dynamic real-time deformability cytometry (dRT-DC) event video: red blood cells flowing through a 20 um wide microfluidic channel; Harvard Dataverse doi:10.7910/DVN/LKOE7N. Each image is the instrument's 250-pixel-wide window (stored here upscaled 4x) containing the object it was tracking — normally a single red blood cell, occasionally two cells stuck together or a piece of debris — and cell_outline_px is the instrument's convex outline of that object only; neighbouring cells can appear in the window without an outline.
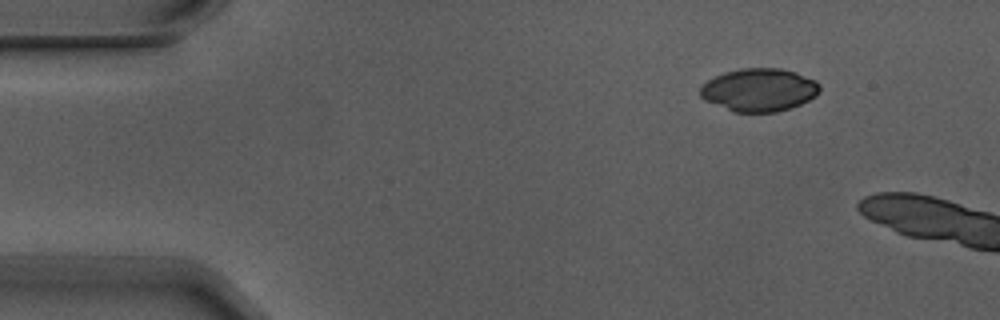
{"species": "Egyptian fruit bat (a non-hibernating species)", "species_latin": "Rousettus aegyptiacus", "temperature_condition": "warm", "stored_images_in_passage": 3, "camera_frame_rate_fps": 3000, "um_per_image_px": 0.085, "animal": {"sex": "male"}, "frame": {"image": 1, "passage_image": 3, "time_ms": 0.667, "image_size_px": [1000, 320], "cell_outline_px": [[820, 88], [816, 96], [792, 108], [776, 112], [736, 112], [704, 100], [700, 96], [700, 88], [708, 80], [724, 72], [740, 68], [780, 68], [796, 72], [816, 80], [820, 84]], "centroid_in_image_um": [64.55, 7.63], "position_along_channel_um": 20.5, "area_um2": 29.94}}